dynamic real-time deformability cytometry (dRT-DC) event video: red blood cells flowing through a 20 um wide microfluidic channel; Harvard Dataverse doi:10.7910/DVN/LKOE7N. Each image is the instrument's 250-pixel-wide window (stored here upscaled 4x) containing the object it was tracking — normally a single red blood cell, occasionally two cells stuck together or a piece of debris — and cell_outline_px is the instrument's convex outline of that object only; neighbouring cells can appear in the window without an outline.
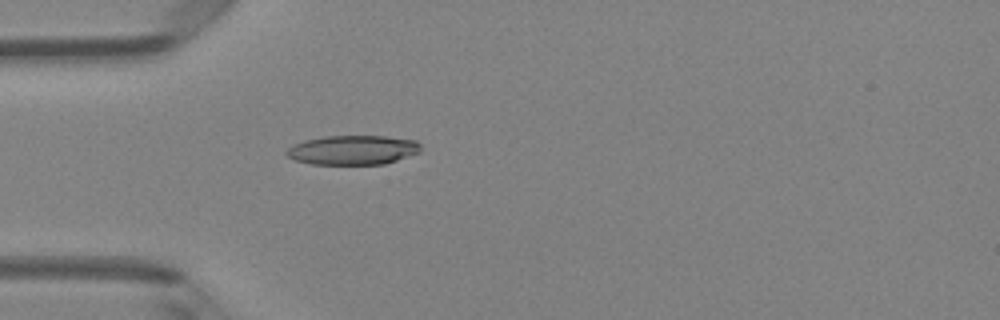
{"species": "Egyptian fruit bat (a non-hibernating species)", "species_latin": "Rousettus aegyptiacus", "temperature_condition": "room temperature", "stored_images_in_passage": 5, "camera_frame_rate_fps": 3000, "um_per_image_px": 0.085, "animal": {"sex": "female"}, "frame": {"image": 1, "passage_image": 5, "time_ms": 4.667, "image_size_px": [1000, 320], "cell_outline_px": [[420, 152], [384, 164], [312, 164], [296, 160], [288, 156], [284, 152], [292, 144], [304, 140], [324, 136], [384, 136], [416, 140], [420, 144]], "centroid_in_image_um": [29.97, 12.74], "position_along_channel_um": 55.0, "area_um2": 22.95}}